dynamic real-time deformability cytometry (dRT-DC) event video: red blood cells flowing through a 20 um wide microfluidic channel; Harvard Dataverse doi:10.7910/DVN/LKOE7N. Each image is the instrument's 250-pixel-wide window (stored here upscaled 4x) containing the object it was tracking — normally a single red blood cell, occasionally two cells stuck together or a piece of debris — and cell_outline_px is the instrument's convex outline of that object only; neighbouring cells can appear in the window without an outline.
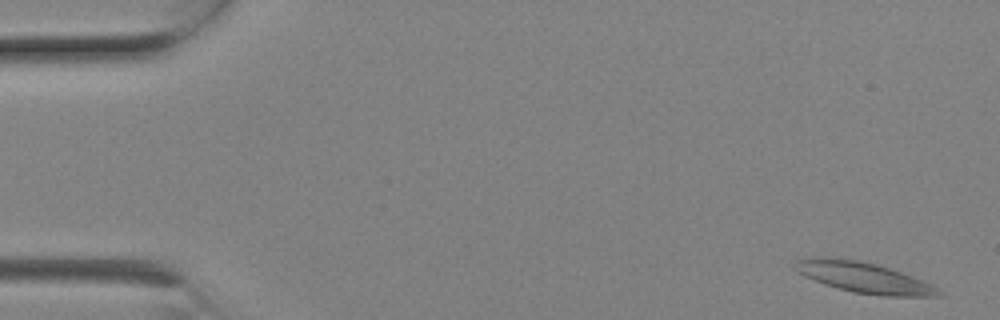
{"species": "Egyptian fruit bat (a non-hibernating species)", "species_latin": "Rousettus aegyptiacus", "temperature_condition": "room temperature", "stored_images_in_passage": 6, "camera_frame_rate_fps": 3000, "um_per_image_px": 0.085, "animal": {"sex": "female"}, "frame": {"image": 1, "passage_image": 1, "time_ms": 0.0, "image_size_px": [1000, 320], "cell_outline_px": [[944, 292], [940, 296], [884, 296], [852, 292], [804, 276], [796, 272], [792, 268], [796, 260], [804, 256], [832, 256], [860, 260], [876, 264], [912, 276], [932, 284]], "centroid_in_image_um": [73.36, 23.55], "position_along_channel_um": 11.6, "area_um2": 25.89}}